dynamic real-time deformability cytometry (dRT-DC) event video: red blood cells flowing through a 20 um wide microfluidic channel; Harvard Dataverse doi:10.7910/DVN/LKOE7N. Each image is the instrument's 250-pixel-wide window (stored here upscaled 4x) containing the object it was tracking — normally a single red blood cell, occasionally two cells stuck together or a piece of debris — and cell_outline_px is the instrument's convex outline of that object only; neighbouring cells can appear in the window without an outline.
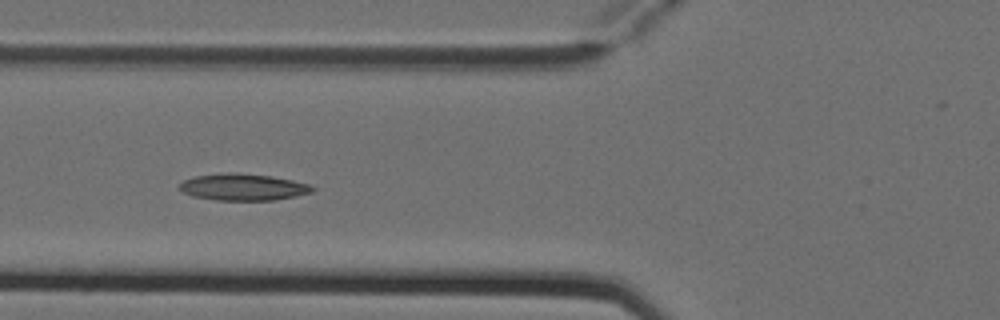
{"species": "Egyptian fruit bat (a non-hibernating species)", "species_latin": "Rousettus aegyptiacus", "temperature_condition": "cold", "stored_images_in_passage": 6, "camera_frame_rate_fps": 3000, "um_per_image_px": 0.085, "animal": {"sex": "female"}, "frame": {"image": 1, "passage_image": 4, "time_ms": 1.0, "image_size_px": [1000, 320], "cell_outline_px": [[316, 188], [312, 192], [296, 196], [276, 200], [216, 200], [192, 196], [184, 192], [180, 188], [180, 184], [184, 180], [196, 176], [228, 172], [236, 172], [272, 176], [292, 180], [308, 184]], "centroid_in_image_um": [20.69, 15.9], "position_along_channel_um": 105.1, "area_um2": 20.63}}
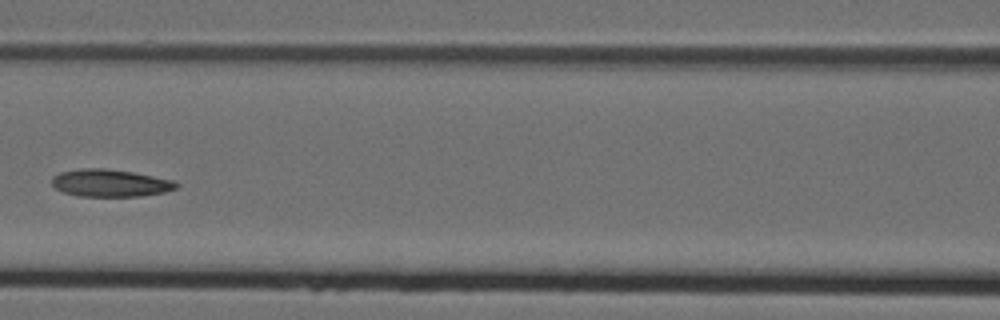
{"frame": {"image": 2, "passage_image": 5, "time_ms": 1.333, "image_size_px": [1000, 320], "cell_outline_px": [[180, 184], [176, 188], [164, 192], [140, 196], [76, 196], [64, 192], [56, 188], [52, 184], [52, 176], [60, 172], [80, 168], [104, 168], [132, 172], [172, 180]], "centroid_in_image_um": [9.34, 15.55], "position_along_channel_um": 157.3, "area_um2": 19.77}}
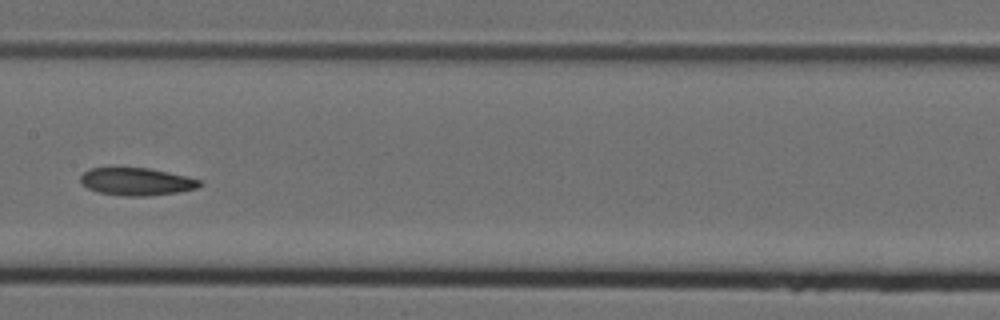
{"frame": {"image": 3, "passage_image": 6, "time_ms": 1.667, "image_size_px": [1000, 320], "cell_outline_px": [[204, 184], [196, 188], [180, 192], [148, 196], [124, 196], [96, 192], [88, 188], [80, 180], [80, 176], [88, 168], [148, 168], [168, 172], [204, 180]], "centroid_in_image_um": [11.65, 15.44], "position_along_channel_um": 195.8, "area_um2": 19.31}}